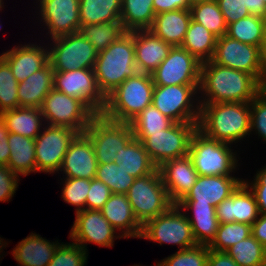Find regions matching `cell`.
<instances>
[{
    "instance_id": "cell-1",
    "label": "cell",
    "mask_w": 266,
    "mask_h": 266,
    "mask_svg": "<svg viewBox=\"0 0 266 266\" xmlns=\"http://www.w3.org/2000/svg\"><path fill=\"white\" fill-rule=\"evenodd\" d=\"M257 80L249 73L231 69L211 60L201 64L199 104L251 102L257 93Z\"/></svg>"
},
{
    "instance_id": "cell-2",
    "label": "cell",
    "mask_w": 266,
    "mask_h": 266,
    "mask_svg": "<svg viewBox=\"0 0 266 266\" xmlns=\"http://www.w3.org/2000/svg\"><path fill=\"white\" fill-rule=\"evenodd\" d=\"M199 105L198 129L206 136L231 145L250 136V102Z\"/></svg>"
},
{
    "instance_id": "cell-3",
    "label": "cell",
    "mask_w": 266,
    "mask_h": 266,
    "mask_svg": "<svg viewBox=\"0 0 266 266\" xmlns=\"http://www.w3.org/2000/svg\"><path fill=\"white\" fill-rule=\"evenodd\" d=\"M94 71L98 88L105 97L126 79L139 73L135 64L134 36L127 32L99 52Z\"/></svg>"
},
{
    "instance_id": "cell-4",
    "label": "cell",
    "mask_w": 266,
    "mask_h": 266,
    "mask_svg": "<svg viewBox=\"0 0 266 266\" xmlns=\"http://www.w3.org/2000/svg\"><path fill=\"white\" fill-rule=\"evenodd\" d=\"M154 86L151 74L139 72L129 77L106 97L101 114L115 122L130 123L152 104Z\"/></svg>"
},
{
    "instance_id": "cell-5",
    "label": "cell",
    "mask_w": 266,
    "mask_h": 266,
    "mask_svg": "<svg viewBox=\"0 0 266 266\" xmlns=\"http://www.w3.org/2000/svg\"><path fill=\"white\" fill-rule=\"evenodd\" d=\"M231 144L206 136L198 128L194 132L189 148V156L198 175L233 176L238 167L237 152Z\"/></svg>"
},
{
    "instance_id": "cell-6",
    "label": "cell",
    "mask_w": 266,
    "mask_h": 266,
    "mask_svg": "<svg viewBox=\"0 0 266 266\" xmlns=\"http://www.w3.org/2000/svg\"><path fill=\"white\" fill-rule=\"evenodd\" d=\"M198 122L174 123L170 128L157 133H133L148 151L152 161L159 168L166 161L189 154L190 142Z\"/></svg>"
},
{
    "instance_id": "cell-7",
    "label": "cell",
    "mask_w": 266,
    "mask_h": 266,
    "mask_svg": "<svg viewBox=\"0 0 266 266\" xmlns=\"http://www.w3.org/2000/svg\"><path fill=\"white\" fill-rule=\"evenodd\" d=\"M126 195L135 217L142 225L173 205L159 169L136 178Z\"/></svg>"
},
{
    "instance_id": "cell-8",
    "label": "cell",
    "mask_w": 266,
    "mask_h": 266,
    "mask_svg": "<svg viewBox=\"0 0 266 266\" xmlns=\"http://www.w3.org/2000/svg\"><path fill=\"white\" fill-rule=\"evenodd\" d=\"M199 86L155 85L152 105L175 123L199 122Z\"/></svg>"
},
{
    "instance_id": "cell-9",
    "label": "cell",
    "mask_w": 266,
    "mask_h": 266,
    "mask_svg": "<svg viewBox=\"0 0 266 266\" xmlns=\"http://www.w3.org/2000/svg\"><path fill=\"white\" fill-rule=\"evenodd\" d=\"M40 110L44 124L70 128L78 134L85 133L91 120L96 116L82 100L54 88L45 97Z\"/></svg>"
},
{
    "instance_id": "cell-10",
    "label": "cell",
    "mask_w": 266,
    "mask_h": 266,
    "mask_svg": "<svg viewBox=\"0 0 266 266\" xmlns=\"http://www.w3.org/2000/svg\"><path fill=\"white\" fill-rule=\"evenodd\" d=\"M141 238L160 245H178L179 250L197 245L186 212H181L177 204H173L165 213L146 221L142 225Z\"/></svg>"
},
{
    "instance_id": "cell-11",
    "label": "cell",
    "mask_w": 266,
    "mask_h": 266,
    "mask_svg": "<svg viewBox=\"0 0 266 266\" xmlns=\"http://www.w3.org/2000/svg\"><path fill=\"white\" fill-rule=\"evenodd\" d=\"M51 41L49 62L54 72L94 68L98 52L80 31Z\"/></svg>"
},
{
    "instance_id": "cell-12",
    "label": "cell",
    "mask_w": 266,
    "mask_h": 266,
    "mask_svg": "<svg viewBox=\"0 0 266 266\" xmlns=\"http://www.w3.org/2000/svg\"><path fill=\"white\" fill-rule=\"evenodd\" d=\"M91 141L98 164L112 163L117 152L134 137L131 123L115 122L97 114L84 133Z\"/></svg>"
},
{
    "instance_id": "cell-13",
    "label": "cell",
    "mask_w": 266,
    "mask_h": 266,
    "mask_svg": "<svg viewBox=\"0 0 266 266\" xmlns=\"http://www.w3.org/2000/svg\"><path fill=\"white\" fill-rule=\"evenodd\" d=\"M77 135L73 129L45 124L35 138L37 172L59 173L68 147Z\"/></svg>"
},
{
    "instance_id": "cell-14",
    "label": "cell",
    "mask_w": 266,
    "mask_h": 266,
    "mask_svg": "<svg viewBox=\"0 0 266 266\" xmlns=\"http://www.w3.org/2000/svg\"><path fill=\"white\" fill-rule=\"evenodd\" d=\"M211 61L215 64L249 73L257 81L260 80L262 75V49L258 46L242 43L227 35L217 38Z\"/></svg>"
},
{
    "instance_id": "cell-15",
    "label": "cell",
    "mask_w": 266,
    "mask_h": 266,
    "mask_svg": "<svg viewBox=\"0 0 266 266\" xmlns=\"http://www.w3.org/2000/svg\"><path fill=\"white\" fill-rule=\"evenodd\" d=\"M201 64L183 47L175 46L151 77L154 85H200Z\"/></svg>"
},
{
    "instance_id": "cell-16",
    "label": "cell",
    "mask_w": 266,
    "mask_h": 266,
    "mask_svg": "<svg viewBox=\"0 0 266 266\" xmlns=\"http://www.w3.org/2000/svg\"><path fill=\"white\" fill-rule=\"evenodd\" d=\"M53 88L82 100L96 115L106 106V97L98 88L94 68L54 72Z\"/></svg>"
},
{
    "instance_id": "cell-17",
    "label": "cell",
    "mask_w": 266,
    "mask_h": 266,
    "mask_svg": "<svg viewBox=\"0 0 266 266\" xmlns=\"http://www.w3.org/2000/svg\"><path fill=\"white\" fill-rule=\"evenodd\" d=\"M115 231L117 230L111 226L100 210L85 209L76 213L69 238L88 252L87 243H94L99 247H113L115 238H123Z\"/></svg>"
},
{
    "instance_id": "cell-18",
    "label": "cell",
    "mask_w": 266,
    "mask_h": 266,
    "mask_svg": "<svg viewBox=\"0 0 266 266\" xmlns=\"http://www.w3.org/2000/svg\"><path fill=\"white\" fill-rule=\"evenodd\" d=\"M40 22L50 40L80 30L79 0H37Z\"/></svg>"
},
{
    "instance_id": "cell-19",
    "label": "cell",
    "mask_w": 266,
    "mask_h": 266,
    "mask_svg": "<svg viewBox=\"0 0 266 266\" xmlns=\"http://www.w3.org/2000/svg\"><path fill=\"white\" fill-rule=\"evenodd\" d=\"M243 182L236 176H202L199 175L187 195L177 204H211L219 205L228 198Z\"/></svg>"
},
{
    "instance_id": "cell-20",
    "label": "cell",
    "mask_w": 266,
    "mask_h": 266,
    "mask_svg": "<svg viewBox=\"0 0 266 266\" xmlns=\"http://www.w3.org/2000/svg\"><path fill=\"white\" fill-rule=\"evenodd\" d=\"M98 162L92 141L83 133L70 143L59 169L63 178L94 179Z\"/></svg>"
},
{
    "instance_id": "cell-21",
    "label": "cell",
    "mask_w": 266,
    "mask_h": 266,
    "mask_svg": "<svg viewBox=\"0 0 266 266\" xmlns=\"http://www.w3.org/2000/svg\"><path fill=\"white\" fill-rule=\"evenodd\" d=\"M159 170L173 204L187 195L199 176L189 155L166 161Z\"/></svg>"
},
{
    "instance_id": "cell-22",
    "label": "cell",
    "mask_w": 266,
    "mask_h": 266,
    "mask_svg": "<svg viewBox=\"0 0 266 266\" xmlns=\"http://www.w3.org/2000/svg\"><path fill=\"white\" fill-rule=\"evenodd\" d=\"M259 215L256 198L244 182L216 206L219 223L240 222L252 225Z\"/></svg>"
},
{
    "instance_id": "cell-23",
    "label": "cell",
    "mask_w": 266,
    "mask_h": 266,
    "mask_svg": "<svg viewBox=\"0 0 266 266\" xmlns=\"http://www.w3.org/2000/svg\"><path fill=\"white\" fill-rule=\"evenodd\" d=\"M36 43L14 46L0 56L9 64L12 74L20 83L49 62V47Z\"/></svg>"
},
{
    "instance_id": "cell-24",
    "label": "cell",
    "mask_w": 266,
    "mask_h": 266,
    "mask_svg": "<svg viewBox=\"0 0 266 266\" xmlns=\"http://www.w3.org/2000/svg\"><path fill=\"white\" fill-rule=\"evenodd\" d=\"M134 36L135 64L138 71L151 74L168 56L172 46L149 29L130 32Z\"/></svg>"
},
{
    "instance_id": "cell-25",
    "label": "cell",
    "mask_w": 266,
    "mask_h": 266,
    "mask_svg": "<svg viewBox=\"0 0 266 266\" xmlns=\"http://www.w3.org/2000/svg\"><path fill=\"white\" fill-rule=\"evenodd\" d=\"M100 211L123 238H140L142 224L135 217L126 194L112 193Z\"/></svg>"
},
{
    "instance_id": "cell-26",
    "label": "cell",
    "mask_w": 266,
    "mask_h": 266,
    "mask_svg": "<svg viewBox=\"0 0 266 266\" xmlns=\"http://www.w3.org/2000/svg\"><path fill=\"white\" fill-rule=\"evenodd\" d=\"M61 243L50 242L39 234L31 232L12 250L18 266H48Z\"/></svg>"
},
{
    "instance_id": "cell-27",
    "label": "cell",
    "mask_w": 266,
    "mask_h": 266,
    "mask_svg": "<svg viewBox=\"0 0 266 266\" xmlns=\"http://www.w3.org/2000/svg\"><path fill=\"white\" fill-rule=\"evenodd\" d=\"M190 9H178L155 15L149 29L172 47L181 46L191 22Z\"/></svg>"
},
{
    "instance_id": "cell-28",
    "label": "cell",
    "mask_w": 266,
    "mask_h": 266,
    "mask_svg": "<svg viewBox=\"0 0 266 266\" xmlns=\"http://www.w3.org/2000/svg\"><path fill=\"white\" fill-rule=\"evenodd\" d=\"M54 70L50 62L42 69L20 82L17 89L20 107L41 108V105L53 89Z\"/></svg>"
},
{
    "instance_id": "cell-29",
    "label": "cell",
    "mask_w": 266,
    "mask_h": 266,
    "mask_svg": "<svg viewBox=\"0 0 266 266\" xmlns=\"http://www.w3.org/2000/svg\"><path fill=\"white\" fill-rule=\"evenodd\" d=\"M181 211H192L193 215L186 213L191 223L192 233L199 245L209 246L216 236L219 221L216 216V207L207 204H177Z\"/></svg>"
},
{
    "instance_id": "cell-30",
    "label": "cell",
    "mask_w": 266,
    "mask_h": 266,
    "mask_svg": "<svg viewBox=\"0 0 266 266\" xmlns=\"http://www.w3.org/2000/svg\"><path fill=\"white\" fill-rule=\"evenodd\" d=\"M114 163L117 165L121 163V167L134 178L148 175L159 169L152 161L143 143L135 137L117 152Z\"/></svg>"
},
{
    "instance_id": "cell-31",
    "label": "cell",
    "mask_w": 266,
    "mask_h": 266,
    "mask_svg": "<svg viewBox=\"0 0 266 266\" xmlns=\"http://www.w3.org/2000/svg\"><path fill=\"white\" fill-rule=\"evenodd\" d=\"M8 145L10 156L7 167L12 172L20 177L37 172L35 139L9 132Z\"/></svg>"
},
{
    "instance_id": "cell-32",
    "label": "cell",
    "mask_w": 266,
    "mask_h": 266,
    "mask_svg": "<svg viewBox=\"0 0 266 266\" xmlns=\"http://www.w3.org/2000/svg\"><path fill=\"white\" fill-rule=\"evenodd\" d=\"M10 133L35 139L43 129L44 119L39 108L18 107L0 113ZM43 122V123H42Z\"/></svg>"
},
{
    "instance_id": "cell-33",
    "label": "cell",
    "mask_w": 266,
    "mask_h": 266,
    "mask_svg": "<svg viewBox=\"0 0 266 266\" xmlns=\"http://www.w3.org/2000/svg\"><path fill=\"white\" fill-rule=\"evenodd\" d=\"M217 37L206 27L191 19L181 45L201 63L210 61L215 52Z\"/></svg>"
},
{
    "instance_id": "cell-34",
    "label": "cell",
    "mask_w": 266,
    "mask_h": 266,
    "mask_svg": "<svg viewBox=\"0 0 266 266\" xmlns=\"http://www.w3.org/2000/svg\"><path fill=\"white\" fill-rule=\"evenodd\" d=\"M154 18L153 0H121L120 20L127 32L150 29Z\"/></svg>"
},
{
    "instance_id": "cell-35",
    "label": "cell",
    "mask_w": 266,
    "mask_h": 266,
    "mask_svg": "<svg viewBox=\"0 0 266 266\" xmlns=\"http://www.w3.org/2000/svg\"><path fill=\"white\" fill-rule=\"evenodd\" d=\"M121 0H79L81 26L120 20Z\"/></svg>"
},
{
    "instance_id": "cell-36",
    "label": "cell",
    "mask_w": 266,
    "mask_h": 266,
    "mask_svg": "<svg viewBox=\"0 0 266 266\" xmlns=\"http://www.w3.org/2000/svg\"><path fill=\"white\" fill-rule=\"evenodd\" d=\"M226 35L242 43L258 46L262 49L265 39V19L249 15L227 25Z\"/></svg>"
},
{
    "instance_id": "cell-37",
    "label": "cell",
    "mask_w": 266,
    "mask_h": 266,
    "mask_svg": "<svg viewBox=\"0 0 266 266\" xmlns=\"http://www.w3.org/2000/svg\"><path fill=\"white\" fill-rule=\"evenodd\" d=\"M79 31L98 53L104 51L109 45L118 41L127 33L121 20L80 26Z\"/></svg>"
},
{
    "instance_id": "cell-38",
    "label": "cell",
    "mask_w": 266,
    "mask_h": 266,
    "mask_svg": "<svg viewBox=\"0 0 266 266\" xmlns=\"http://www.w3.org/2000/svg\"><path fill=\"white\" fill-rule=\"evenodd\" d=\"M191 18L206 27L217 38L226 35L227 25L216 0H207L190 6Z\"/></svg>"
},
{
    "instance_id": "cell-39",
    "label": "cell",
    "mask_w": 266,
    "mask_h": 266,
    "mask_svg": "<svg viewBox=\"0 0 266 266\" xmlns=\"http://www.w3.org/2000/svg\"><path fill=\"white\" fill-rule=\"evenodd\" d=\"M226 253L239 266H259L266 258V248L252 235L234 244Z\"/></svg>"
},
{
    "instance_id": "cell-40",
    "label": "cell",
    "mask_w": 266,
    "mask_h": 266,
    "mask_svg": "<svg viewBox=\"0 0 266 266\" xmlns=\"http://www.w3.org/2000/svg\"><path fill=\"white\" fill-rule=\"evenodd\" d=\"M95 178L106 184L114 194H127L136 179L121 167V163L117 165L114 162L98 164Z\"/></svg>"
},
{
    "instance_id": "cell-41",
    "label": "cell",
    "mask_w": 266,
    "mask_h": 266,
    "mask_svg": "<svg viewBox=\"0 0 266 266\" xmlns=\"http://www.w3.org/2000/svg\"><path fill=\"white\" fill-rule=\"evenodd\" d=\"M251 225L240 222L219 223L210 250L226 252L234 244L251 236Z\"/></svg>"
},
{
    "instance_id": "cell-42",
    "label": "cell",
    "mask_w": 266,
    "mask_h": 266,
    "mask_svg": "<svg viewBox=\"0 0 266 266\" xmlns=\"http://www.w3.org/2000/svg\"><path fill=\"white\" fill-rule=\"evenodd\" d=\"M130 123L133 133H157L170 128L175 122L167 118L151 104L140 112Z\"/></svg>"
},
{
    "instance_id": "cell-43",
    "label": "cell",
    "mask_w": 266,
    "mask_h": 266,
    "mask_svg": "<svg viewBox=\"0 0 266 266\" xmlns=\"http://www.w3.org/2000/svg\"><path fill=\"white\" fill-rule=\"evenodd\" d=\"M18 85L9 64L0 56V113L20 107Z\"/></svg>"
},
{
    "instance_id": "cell-44",
    "label": "cell",
    "mask_w": 266,
    "mask_h": 266,
    "mask_svg": "<svg viewBox=\"0 0 266 266\" xmlns=\"http://www.w3.org/2000/svg\"><path fill=\"white\" fill-rule=\"evenodd\" d=\"M209 250V246L197 244L187 249L178 250L157 264L159 266H207Z\"/></svg>"
},
{
    "instance_id": "cell-45",
    "label": "cell",
    "mask_w": 266,
    "mask_h": 266,
    "mask_svg": "<svg viewBox=\"0 0 266 266\" xmlns=\"http://www.w3.org/2000/svg\"><path fill=\"white\" fill-rule=\"evenodd\" d=\"M61 198L65 203L75 206V212L86 209V198L90 188V179L64 178Z\"/></svg>"
},
{
    "instance_id": "cell-46",
    "label": "cell",
    "mask_w": 266,
    "mask_h": 266,
    "mask_svg": "<svg viewBox=\"0 0 266 266\" xmlns=\"http://www.w3.org/2000/svg\"><path fill=\"white\" fill-rule=\"evenodd\" d=\"M88 253L78 244L61 242L48 266H85Z\"/></svg>"
},
{
    "instance_id": "cell-47",
    "label": "cell",
    "mask_w": 266,
    "mask_h": 266,
    "mask_svg": "<svg viewBox=\"0 0 266 266\" xmlns=\"http://www.w3.org/2000/svg\"><path fill=\"white\" fill-rule=\"evenodd\" d=\"M251 120L250 133L258 134L266 143V104L257 96L250 102Z\"/></svg>"
},
{
    "instance_id": "cell-48",
    "label": "cell",
    "mask_w": 266,
    "mask_h": 266,
    "mask_svg": "<svg viewBox=\"0 0 266 266\" xmlns=\"http://www.w3.org/2000/svg\"><path fill=\"white\" fill-rule=\"evenodd\" d=\"M109 187L96 178L90 180V188L86 198V209L100 210L111 195Z\"/></svg>"
},
{
    "instance_id": "cell-49",
    "label": "cell",
    "mask_w": 266,
    "mask_h": 266,
    "mask_svg": "<svg viewBox=\"0 0 266 266\" xmlns=\"http://www.w3.org/2000/svg\"><path fill=\"white\" fill-rule=\"evenodd\" d=\"M223 14L226 25L250 15L246 0H216Z\"/></svg>"
},
{
    "instance_id": "cell-50",
    "label": "cell",
    "mask_w": 266,
    "mask_h": 266,
    "mask_svg": "<svg viewBox=\"0 0 266 266\" xmlns=\"http://www.w3.org/2000/svg\"><path fill=\"white\" fill-rule=\"evenodd\" d=\"M243 182L253 192L258 205L259 214L266 215V166L259 171L257 170L252 181L248 182L243 179Z\"/></svg>"
},
{
    "instance_id": "cell-51",
    "label": "cell",
    "mask_w": 266,
    "mask_h": 266,
    "mask_svg": "<svg viewBox=\"0 0 266 266\" xmlns=\"http://www.w3.org/2000/svg\"><path fill=\"white\" fill-rule=\"evenodd\" d=\"M19 178V175L12 172L7 166H0V202L12 199L19 185Z\"/></svg>"
},
{
    "instance_id": "cell-52",
    "label": "cell",
    "mask_w": 266,
    "mask_h": 266,
    "mask_svg": "<svg viewBox=\"0 0 266 266\" xmlns=\"http://www.w3.org/2000/svg\"><path fill=\"white\" fill-rule=\"evenodd\" d=\"M155 15L178 9H190L187 0H153Z\"/></svg>"
},
{
    "instance_id": "cell-53",
    "label": "cell",
    "mask_w": 266,
    "mask_h": 266,
    "mask_svg": "<svg viewBox=\"0 0 266 266\" xmlns=\"http://www.w3.org/2000/svg\"><path fill=\"white\" fill-rule=\"evenodd\" d=\"M8 134L9 131L5 126L4 120L0 116V164L4 166H7L10 156Z\"/></svg>"
},
{
    "instance_id": "cell-54",
    "label": "cell",
    "mask_w": 266,
    "mask_h": 266,
    "mask_svg": "<svg viewBox=\"0 0 266 266\" xmlns=\"http://www.w3.org/2000/svg\"><path fill=\"white\" fill-rule=\"evenodd\" d=\"M207 266H239L226 252L209 250Z\"/></svg>"
},
{
    "instance_id": "cell-55",
    "label": "cell",
    "mask_w": 266,
    "mask_h": 266,
    "mask_svg": "<svg viewBox=\"0 0 266 266\" xmlns=\"http://www.w3.org/2000/svg\"><path fill=\"white\" fill-rule=\"evenodd\" d=\"M252 236L266 248V215L260 214L251 225Z\"/></svg>"
},
{
    "instance_id": "cell-56",
    "label": "cell",
    "mask_w": 266,
    "mask_h": 266,
    "mask_svg": "<svg viewBox=\"0 0 266 266\" xmlns=\"http://www.w3.org/2000/svg\"><path fill=\"white\" fill-rule=\"evenodd\" d=\"M247 1V10L250 15L266 18V4L260 0H246Z\"/></svg>"
},
{
    "instance_id": "cell-57",
    "label": "cell",
    "mask_w": 266,
    "mask_h": 266,
    "mask_svg": "<svg viewBox=\"0 0 266 266\" xmlns=\"http://www.w3.org/2000/svg\"><path fill=\"white\" fill-rule=\"evenodd\" d=\"M256 96L266 104V82H257Z\"/></svg>"
},
{
    "instance_id": "cell-58",
    "label": "cell",
    "mask_w": 266,
    "mask_h": 266,
    "mask_svg": "<svg viewBox=\"0 0 266 266\" xmlns=\"http://www.w3.org/2000/svg\"><path fill=\"white\" fill-rule=\"evenodd\" d=\"M258 82H266V55H263V70L261 78Z\"/></svg>"
},
{
    "instance_id": "cell-59",
    "label": "cell",
    "mask_w": 266,
    "mask_h": 266,
    "mask_svg": "<svg viewBox=\"0 0 266 266\" xmlns=\"http://www.w3.org/2000/svg\"><path fill=\"white\" fill-rule=\"evenodd\" d=\"M262 54L266 55V18H265V39H264V44L262 47Z\"/></svg>"
},
{
    "instance_id": "cell-60",
    "label": "cell",
    "mask_w": 266,
    "mask_h": 266,
    "mask_svg": "<svg viewBox=\"0 0 266 266\" xmlns=\"http://www.w3.org/2000/svg\"><path fill=\"white\" fill-rule=\"evenodd\" d=\"M187 1H188V4L191 6V5H194L196 3H200L203 1H207V0H187Z\"/></svg>"
},
{
    "instance_id": "cell-61",
    "label": "cell",
    "mask_w": 266,
    "mask_h": 266,
    "mask_svg": "<svg viewBox=\"0 0 266 266\" xmlns=\"http://www.w3.org/2000/svg\"><path fill=\"white\" fill-rule=\"evenodd\" d=\"M3 240H4V238L2 239V238L0 237V252H2L1 250H2L6 245H8L6 242H3ZM0 258H1V256H0Z\"/></svg>"
},
{
    "instance_id": "cell-62",
    "label": "cell",
    "mask_w": 266,
    "mask_h": 266,
    "mask_svg": "<svg viewBox=\"0 0 266 266\" xmlns=\"http://www.w3.org/2000/svg\"><path fill=\"white\" fill-rule=\"evenodd\" d=\"M4 1L3 0H0V9L4 8Z\"/></svg>"
},
{
    "instance_id": "cell-63",
    "label": "cell",
    "mask_w": 266,
    "mask_h": 266,
    "mask_svg": "<svg viewBox=\"0 0 266 266\" xmlns=\"http://www.w3.org/2000/svg\"><path fill=\"white\" fill-rule=\"evenodd\" d=\"M259 266H266V258Z\"/></svg>"
}]
</instances>
